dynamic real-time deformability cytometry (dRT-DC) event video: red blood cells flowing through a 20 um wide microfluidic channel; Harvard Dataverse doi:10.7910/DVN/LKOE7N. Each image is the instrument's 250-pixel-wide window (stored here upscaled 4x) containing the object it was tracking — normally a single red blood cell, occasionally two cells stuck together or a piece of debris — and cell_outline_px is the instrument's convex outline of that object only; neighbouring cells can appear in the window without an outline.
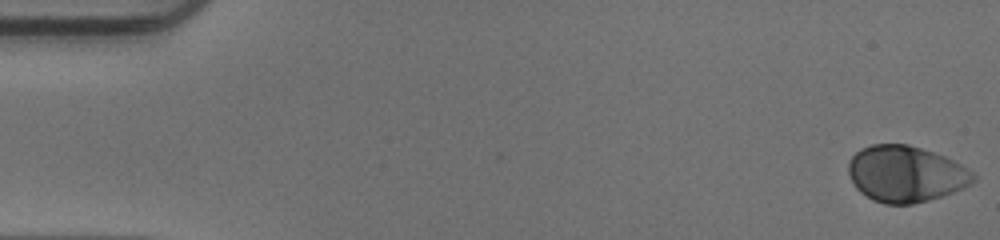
{"species": "human", "species_latin": "Homo sapiens", "temperature_condition": "warm", "stored_images_in_passage": 52, "camera_frame_rate_fps": 3000, "um_per_image_px": 0.085, "donor": {"sex": "male"}, "frame": {"image": 1, "passage_image": 1, "time_ms": 0.0, "image_size_px": [1000, 240], "cell_outline_px": [[976, 180], [964, 188], [928, 200], [912, 204], [884, 204], [872, 200], [860, 192], [856, 188], [848, 172], [848, 160], [860, 148], [872, 144], [908, 144], [944, 156], [968, 168], [976, 176]], "centroid_in_image_um": [76.96, 14.78], "position_along_channel_um": 8.0, "area_um2": 40.92}}
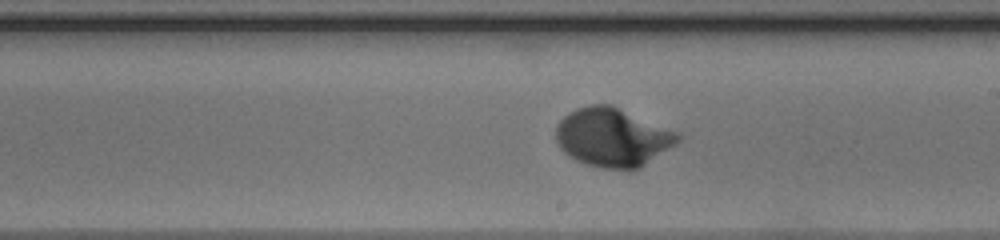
{"frame": {"image": 2, "passage_image": 30, "time_ms": 9.667, "image_size_px": [1000, 240], "cell_outline_px": [[680, 140], [676, 144], [640, 168], [600, 168], [576, 160], [568, 156], [556, 144], [556, 124], [568, 112], [576, 108], [592, 104], [612, 104], [680, 132]], "centroid_in_image_um": [52.07, 11.65], "position_along_channel_um": 236.9, "area_um2": 41.96}}
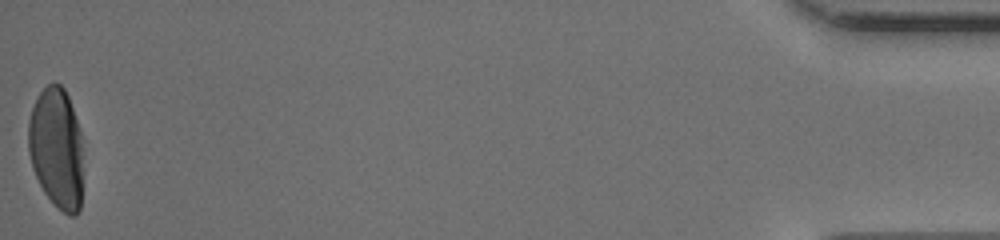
{"frame": {"image": 3, "passage_image": 52, "time_ms": 17.0, "image_size_px": [1000, 240], "cell_outline_px": [[80, 208], [76, 216], [68, 216], [44, 192], [32, 168], [28, 152], [28, 120], [32, 108], [40, 92], [48, 84], [60, 84], [64, 88], [68, 96], [80, 128]], "centroid_in_image_um": [4.77, 12.56], "position_along_channel_um": 430.4, "area_um2": 37.92}, "authors_computed_cell_mechanics": {"area_um2": 39.9109, "velocity_mm_per_s": 3.9481, "shape_relaxation_time_tau1_ms": 2.651, "shape_relaxation_time_tau2_ms": null, "deformation_change_tau1": 0.1758, "deformation_change_tau2": null}}